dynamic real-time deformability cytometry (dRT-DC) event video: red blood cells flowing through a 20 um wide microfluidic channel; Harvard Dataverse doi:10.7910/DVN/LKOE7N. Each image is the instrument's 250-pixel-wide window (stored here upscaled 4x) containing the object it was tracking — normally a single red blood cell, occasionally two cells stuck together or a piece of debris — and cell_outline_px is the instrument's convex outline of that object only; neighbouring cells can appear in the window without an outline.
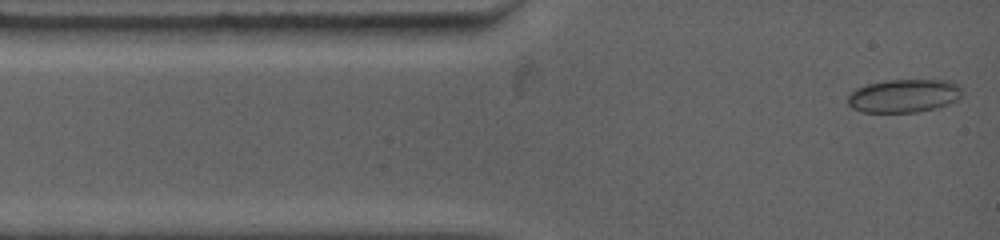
{"species": "common noctule bat (a hibernating species)", "species_latin": "Nyctalus noctula", "temperature_condition": "warm", "stored_images_in_passage": 18, "camera_frame_rate_fps": 4500, "um_per_image_px": 0.085, "animal": {"sex": "female", "body_mass_g": 19.0, "forearm_length_mm": 53.3}, "frame": {"image": 1, "passage_image": 1, "time_ms": 0.0, "image_size_px": [1000, 240], "cell_outline_px": [[960, 100], [936, 108], [916, 112], [860, 112], [852, 108], [848, 104], [848, 96], [856, 88], [868, 84], [884, 80], [948, 80], [956, 84], [960, 88]], "centroid_in_image_um": [76.82, 8.15], "position_along_channel_um": 8.2, "area_um2": 22.2}}
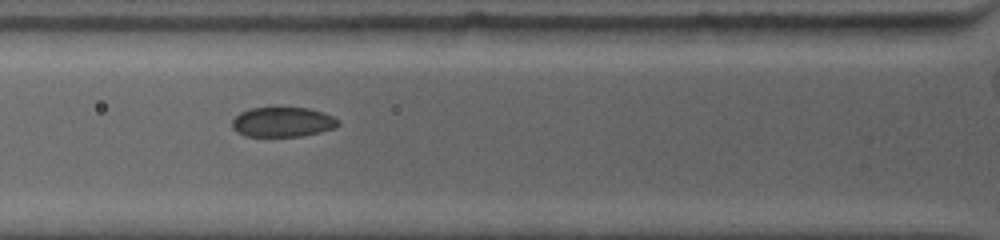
{"frame": {"image": 2, "passage_image": 12, "time_ms": 3.556, "image_size_px": [1000, 240], "cell_outline_px": [[340, 124], [332, 128], [320, 132], [300, 136], [244, 136], [236, 132], [232, 128], [232, 120], [240, 112], [248, 108], [308, 108], [324, 112], [340, 120]], "centroid_in_image_um": [24.0, 10.37], "position_along_channel_um": 101.8, "area_um2": 18.44}}
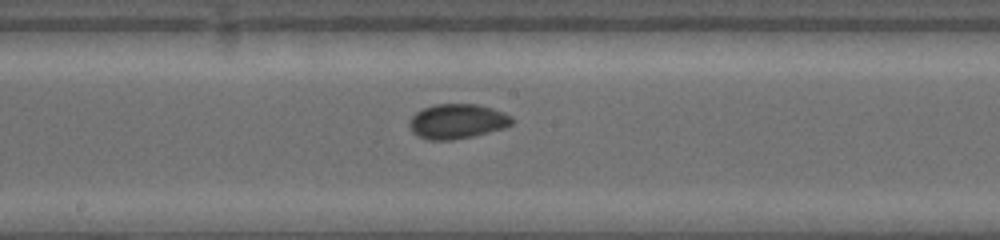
{"frame": {"image": 3, "passage_image": 18, "time_ms": 6.444, "image_size_px": [1000, 240], "cell_outline_px": [[512, 124], [504, 128], [472, 136], [452, 140], [428, 140], [416, 136], [412, 132], [408, 124], [408, 120], [416, 112], [424, 108], [436, 104], [476, 104], [492, 108], [504, 112], [512, 116]], "centroid_in_image_um": [38.83, 10.32], "position_along_channel_um": 209.4, "area_um2": 20.87}}